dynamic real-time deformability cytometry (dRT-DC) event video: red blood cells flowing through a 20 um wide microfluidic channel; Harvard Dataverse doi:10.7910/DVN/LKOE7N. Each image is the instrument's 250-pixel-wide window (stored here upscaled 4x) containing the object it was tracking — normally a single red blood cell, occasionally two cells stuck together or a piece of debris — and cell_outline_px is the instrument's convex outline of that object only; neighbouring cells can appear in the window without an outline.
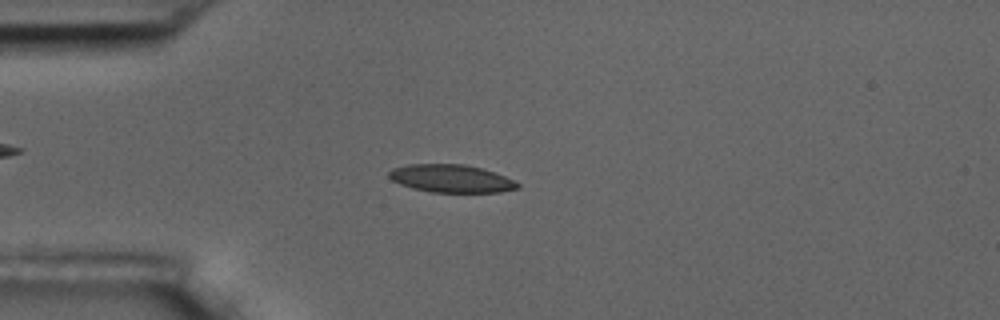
{"species": "common noctule bat (a hibernating species)", "species_latin": "Nyctalus noctula", "temperature_condition": "room temperature", "stored_images_in_passage": 54, "camera_frame_rate_fps": 3000, "um_per_image_px": 0.085, "animal": {"sex": "male", "body_mass_g": 17.5, "forearm_length_mm": 52.3}, "frame": {"image": 1, "passage_image": 13, "time_ms": 4.0, "image_size_px": [1000, 320], "cell_outline_px": [[520, 188], [500, 192], [432, 192], [412, 188], [400, 184], [392, 180], [388, 176], [388, 172], [392, 168], [408, 164], [464, 164], [480, 168], [504, 176], [520, 184]], "centroid_in_image_um": [38.32, 15.17], "position_along_channel_um": 46.7, "area_um2": 20.75}}
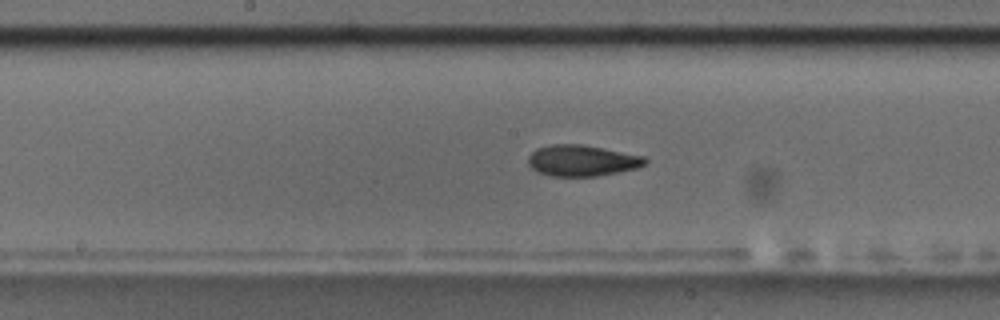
{"frame": {"image": 2, "passage_image": 27, "time_ms": 8.667, "image_size_px": [1000, 320], "cell_outline_px": [[648, 164], [636, 168], [596, 176], [552, 176], [536, 172], [528, 164], [528, 156], [536, 148], [552, 144], [580, 144], [644, 156], [648, 160]], "centroid_in_image_um": [49.45, 13.65], "position_along_channel_um": 198.8, "area_um2": 21.15}}
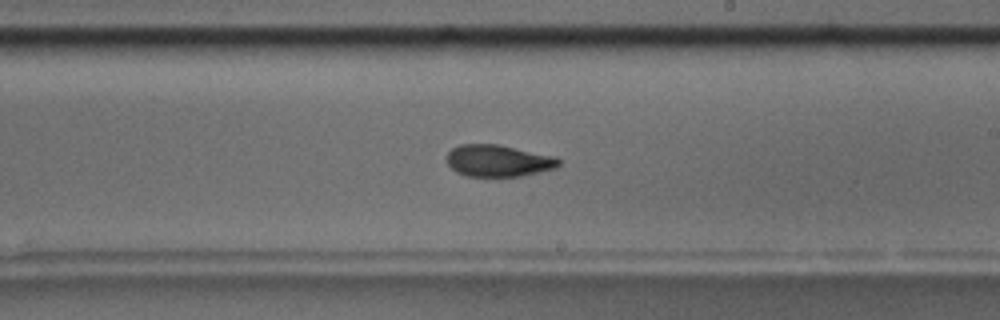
{"frame": {"image": 3, "passage_image": 31, "time_ms": 10.0, "image_size_px": [1000, 320], "cell_outline_px": [[560, 164], [556, 168], [540, 172], [520, 176], [464, 176], [456, 172], [448, 164], [448, 152], [452, 148], [460, 144], [496, 144], [556, 156], [560, 160]], "centroid_in_image_um": [42.37, 13.66], "position_along_channel_um": 246.6, "area_um2": 20.75}, "authors_computed_cell_mechanics": {"area_um2": 20.9525, "velocity_mm_per_s": 3.6109, "shape_relaxation_time_tau1_ms": 9.9438, "shape_relaxation_time_tau2_ms": 2.7905, "deformation_change_tau1": 0.2211, "deformation_change_tau2": 0.085}}